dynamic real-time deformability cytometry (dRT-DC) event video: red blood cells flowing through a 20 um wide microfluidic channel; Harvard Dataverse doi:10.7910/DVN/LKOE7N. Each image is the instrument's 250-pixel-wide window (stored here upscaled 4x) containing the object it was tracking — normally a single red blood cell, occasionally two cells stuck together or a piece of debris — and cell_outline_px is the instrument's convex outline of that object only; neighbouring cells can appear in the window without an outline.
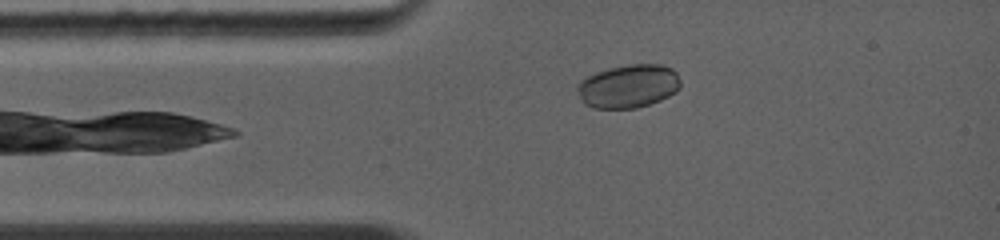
{"species": "common noctule bat (a hibernating species)", "species_latin": "Nyctalus noctula", "temperature_condition": "warm", "stored_images_in_passage": 31, "camera_frame_rate_fps": 5000, "um_per_image_px": 0.085, "animal": {"sex": "female", "body_mass_g": 19.0, "forearm_length_mm": 56.7}, "frame": {"image": 1, "passage_image": 5, "time_ms": 1.8, "image_size_px": [1000, 240], "cell_outline_px": [[680, 88], [668, 96], [660, 100], [636, 108], [596, 108], [584, 104], [580, 100], [580, 80], [596, 72], [608, 68], [628, 64], [660, 64], [672, 68], [676, 72], [680, 80]], "centroid_in_image_um": [53.44, 7.31], "position_along_channel_um": 31.6, "area_um2": 25.89}}
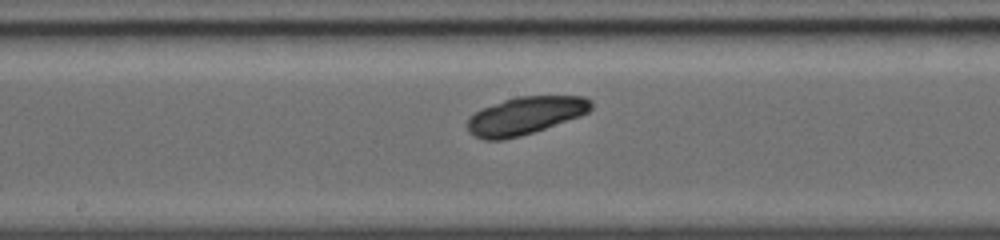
{"frame": {"image": 2, "passage_image": 15, "time_ms": 6.0, "image_size_px": [1000, 240], "cell_outline_px": [[592, 108], [588, 112], [580, 116], [520, 136], [504, 140], [484, 140], [468, 132], [468, 120], [476, 112], [484, 108], [504, 100], [516, 96], [584, 96], [592, 100]], "centroid_in_image_um": [44.67, 9.82], "position_along_channel_um": 203.5, "area_um2": 26.88}}
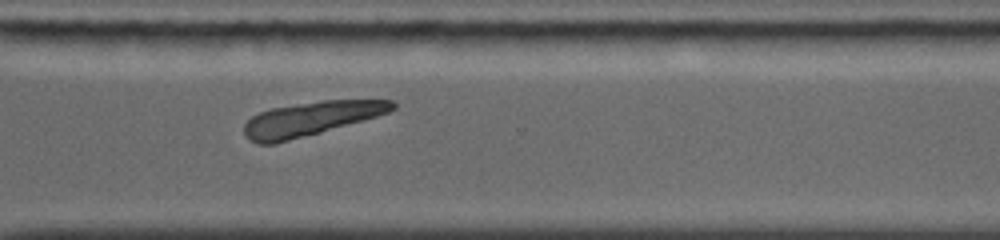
{"frame": {"image": 3, "passage_image": 26, "time_ms": 9.2, "image_size_px": [1000, 240], "cell_outline_px": [[396, 108], [388, 112], [376, 116], [320, 132], [276, 144], [256, 144], [248, 140], [244, 132], [244, 124], [252, 116], [260, 112], [272, 108], [320, 100], [392, 100], [396, 104]], "centroid_in_image_um": [26.37, 10.1], "position_along_channel_um": 344.2, "area_um2": 29.13}, "authors_computed_cell_mechanics": {"area_um2": 27.455, "velocity_mm_per_s": 4.3867, "shape_relaxation_time_tau1_ms": 3.4772, "shape_relaxation_time_tau2_ms": null, "deformation_change_tau1": null, "deformation_change_tau2": null}}